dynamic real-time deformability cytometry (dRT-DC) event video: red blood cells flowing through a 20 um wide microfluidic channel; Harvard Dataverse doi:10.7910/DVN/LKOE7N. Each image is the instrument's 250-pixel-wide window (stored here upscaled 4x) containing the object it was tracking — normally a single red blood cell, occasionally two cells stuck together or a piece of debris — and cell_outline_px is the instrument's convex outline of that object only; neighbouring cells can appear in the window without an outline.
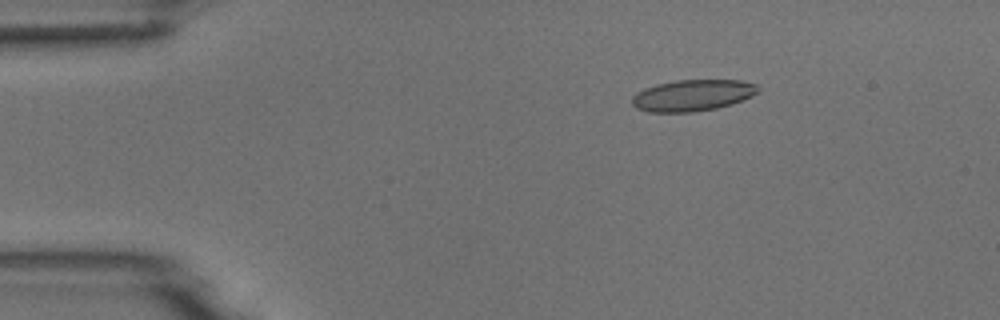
{"species": "common noctule bat (a hibernating species)", "species_latin": "Nyctalus noctula", "temperature_condition": "room temperature", "stored_images_in_passage": 3, "camera_frame_rate_fps": 3000, "um_per_image_px": 0.085, "animal": {"sex": "male", "body_mass_g": 18.8}, "frame": {"image": 1, "passage_image": 1, "time_ms": 0.0, "image_size_px": [1000, 320], "cell_outline_px": [[760, 88], [752, 96], [732, 104], [716, 108], [692, 112], [648, 112], [636, 108], [632, 104], [632, 96], [636, 92], [644, 88], [656, 84], [676, 80], [740, 80], [756, 84]], "centroid_in_image_um": [58.84, 8.1], "position_along_channel_um": 26.2, "area_um2": 23.12}}